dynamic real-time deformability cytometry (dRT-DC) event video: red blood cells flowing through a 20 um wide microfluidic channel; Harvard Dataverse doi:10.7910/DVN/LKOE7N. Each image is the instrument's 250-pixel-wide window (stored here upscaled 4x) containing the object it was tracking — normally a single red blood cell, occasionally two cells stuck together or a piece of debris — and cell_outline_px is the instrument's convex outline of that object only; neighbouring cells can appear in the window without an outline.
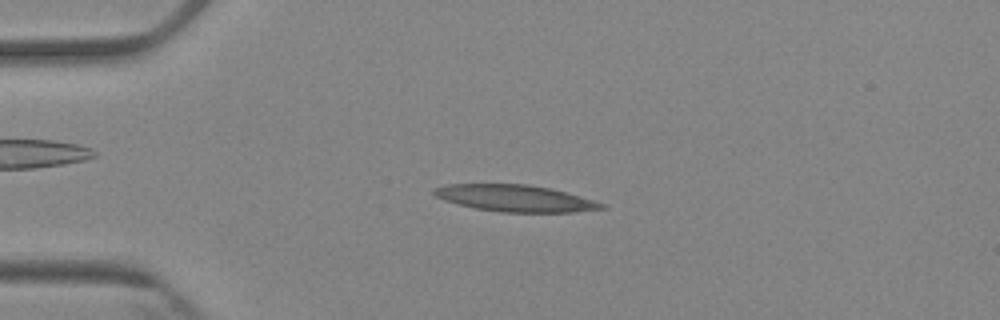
{"species": "Egyptian fruit bat (a non-hibernating species)", "species_latin": "Rousettus aegyptiacus", "temperature_condition": "cold", "stored_images_in_passage": 3, "camera_frame_rate_fps": 3000, "um_per_image_px": 0.085, "animal": {"sex": "female"}, "frame": {"image": 1, "passage_image": 2, "time_ms": 1.333, "image_size_px": [1000, 320], "cell_outline_px": [[608, 208], [572, 212], [500, 212], [476, 208], [444, 200], [436, 196], [432, 192], [432, 188], [448, 184], [528, 184], [552, 188], [568, 192], [608, 204]], "centroid_in_image_um": [43.86, 16.84], "position_along_channel_um": 41.1, "area_um2": 26.24}}